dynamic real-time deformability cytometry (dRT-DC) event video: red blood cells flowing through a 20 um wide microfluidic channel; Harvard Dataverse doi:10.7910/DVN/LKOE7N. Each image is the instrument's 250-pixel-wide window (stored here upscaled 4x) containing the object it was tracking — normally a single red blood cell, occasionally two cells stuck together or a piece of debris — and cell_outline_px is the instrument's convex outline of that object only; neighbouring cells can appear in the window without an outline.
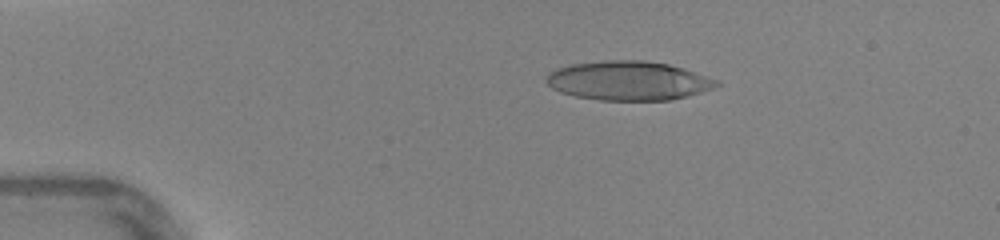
{"species": "human", "species_latin": "Homo sapiens", "temperature_condition": "warm", "stored_images_in_passage": 41, "camera_frame_rate_fps": 3000, "um_per_image_px": 0.085, "donor": {"sex": "female"}, "frame": {"image": 1, "passage_image": 4, "time_ms": 1.0, "image_size_px": [1000, 240], "cell_outline_px": [[720, 84], [712, 88], [688, 96], [668, 100], [600, 100], [576, 96], [560, 92], [552, 88], [544, 80], [548, 72], [556, 68], [572, 64], [604, 60], [644, 60], [668, 64], [684, 68], [720, 80]], "centroid_in_image_um": [53.41, 6.85], "position_along_channel_um": 31.6, "area_um2": 38.96}}
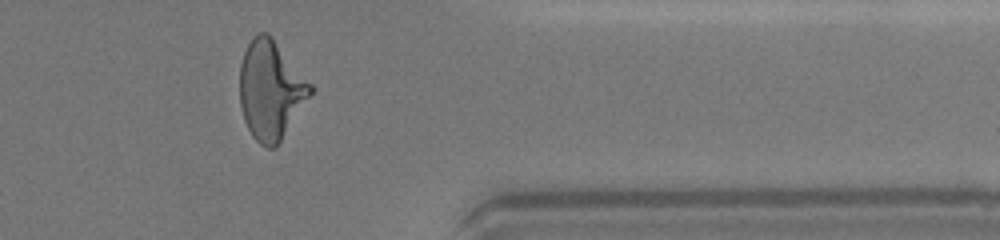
{"frame": {"image": 2, "passage_image": 33, "time_ms": 10.667, "image_size_px": [1000, 240], "cell_outline_px": [[316, 88], [276, 148], [268, 148], [260, 144], [252, 136], [244, 120], [240, 104], [240, 64], [244, 52], [252, 36], [256, 32], [268, 32], [272, 36]], "centroid_in_image_um": [23.03, 7.64], "position_along_channel_um": 388.4, "area_um2": 41.15}}
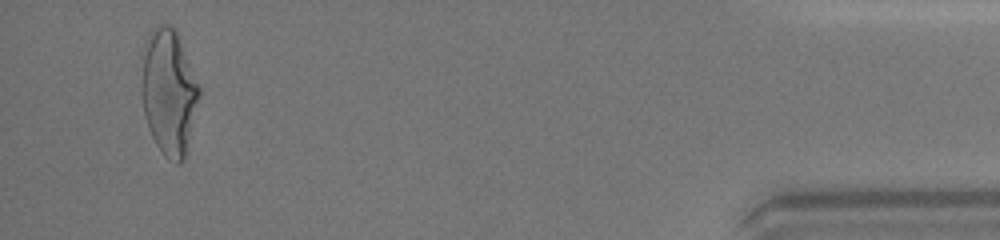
{"frame": {"image": 3, "passage_image": 39, "time_ms": 12.667, "image_size_px": [1000, 240], "cell_outline_px": [[200, 96], [184, 160], [180, 164], [176, 164], [168, 160], [164, 156], [156, 144], [148, 128], [144, 116], [140, 88], [144, 44], [148, 32], [152, 28], [160, 24], [172, 24], [176, 32], [200, 88]], "centroid_in_image_um": [14.32, 7.84], "position_along_channel_um": 420.9, "area_um2": 42.48}, "authors_computed_cell_mechanics": {"area_um2": 39.2462, "velocity_mm_per_s": 4.412, "shape_relaxation_time_tau1_ms": 6.9584, "shape_relaxation_time_tau2_ms": 1.1069, "deformation_change_tau1": 0.2774, "deformation_change_tau2": 0.1242}}